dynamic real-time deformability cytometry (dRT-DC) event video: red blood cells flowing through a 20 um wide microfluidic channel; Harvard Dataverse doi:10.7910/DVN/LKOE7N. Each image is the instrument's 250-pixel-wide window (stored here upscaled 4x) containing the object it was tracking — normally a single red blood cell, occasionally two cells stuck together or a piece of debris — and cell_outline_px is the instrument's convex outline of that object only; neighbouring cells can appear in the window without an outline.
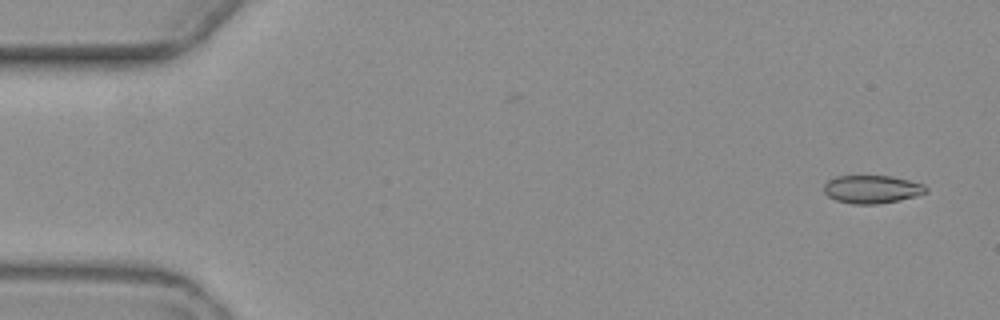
{"species": "common noctule bat (a hibernating species)", "species_latin": "Nyctalus noctula", "temperature_condition": "warm", "stored_images_in_passage": 4, "camera_frame_rate_fps": 3000, "um_per_image_px": 0.085, "animal": {"sex": "female", "body_mass_g": 19.3, "forearm_length_mm": 54.1}, "frame": {"image": 1, "passage_image": 1, "time_ms": 0.0, "image_size_px": [1000, 320], "cell_outline_px": [[928, 192], [916, 196], [900, 200], [876, 204], [852, 204], [836, 200], [828, 196], [824, 192], [824, 184], [828, 180], [836, 176], [892, 176], [924, 184], [928, 188]], "centroid_in_image_um": [74.13, 16.09], "position_along_channel_um": 10.9, "area_um2": 16.76}}